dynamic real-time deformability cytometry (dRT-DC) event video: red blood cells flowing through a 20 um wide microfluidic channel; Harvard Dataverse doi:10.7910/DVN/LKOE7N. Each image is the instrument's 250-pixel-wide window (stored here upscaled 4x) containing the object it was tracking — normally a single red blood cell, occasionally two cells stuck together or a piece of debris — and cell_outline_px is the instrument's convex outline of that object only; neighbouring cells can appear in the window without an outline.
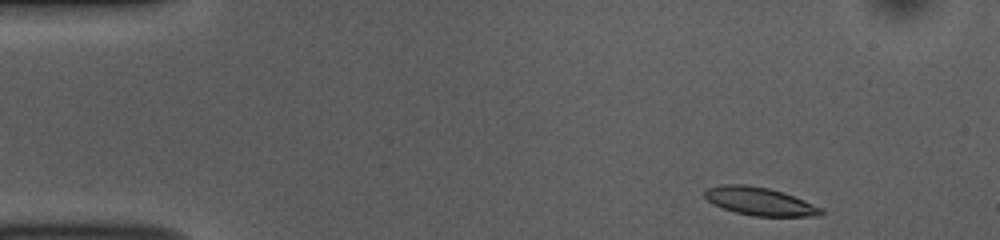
{"species": "common noctule bat (a hibernating species)", "species_latin": "Nyctalus noctula", "temperature_condition": "room temperature", "stored_images_in_passage": 48, "segment_of_instrument_passage": [1, 2], "camera_frame_rate_fps": 3000, "um_per_image_px": 0.085, "animal": {"sex": "female", "body_mass_g": 10.0, "forearm_length_mm": 53.1}, "frame": {"image": 1, "passage_image": 1, "time_ms": 0.0, "image_size_px": [1000, 240], "cell_outline_px": [[824, 212], [820, 216], [752, 216], [736, 212], [712, 204], [704, 196], [704, 188], [720, 184], [744, 184], [768, 188], [784, 192], [824, 208]], "centroid_in_image_um": [64.57, 17.1], "position_along_channel_um": 20.4, "area_um2": 19.25}}
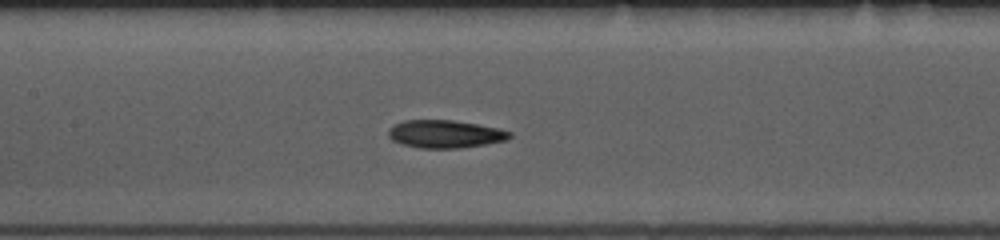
{"frame": {"image": 2, "passage_image": 19, "time_ms": 6.0, "image_size_px": [1000, 240], "cell_outline_px": [[512, 136], [508, 140], [460, 148], [420, 148], [404, 144], [392, 140], [388, 136], [388, 128], [404, 120], [452, 120], [476, 124], [496, 128], [512, 132]], "centroid_in_image_um": [37.83, 11.39], "position_along_channel_um": 169.6, "area_um2": 19.54}}
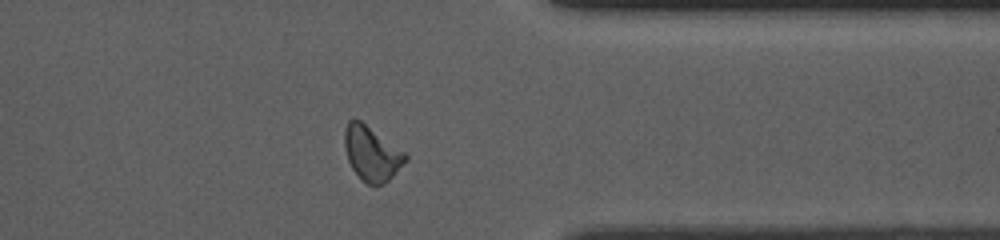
{"frame": {"image": 3, "passage_image": 36, "time_ms": 11.667, "image_size_px": [1000, 240], "cell_outline_px": [[408, 160], [384, 184], [372, 188], [352, 168], [348, 160], [344, 144], [344, 128], [348, 120], [360, 120], [408, 152]], "centroid_in_image_um": [31.63, 13.04], "position_along_channel_um": 379.8, "area_um2": 19.65}}